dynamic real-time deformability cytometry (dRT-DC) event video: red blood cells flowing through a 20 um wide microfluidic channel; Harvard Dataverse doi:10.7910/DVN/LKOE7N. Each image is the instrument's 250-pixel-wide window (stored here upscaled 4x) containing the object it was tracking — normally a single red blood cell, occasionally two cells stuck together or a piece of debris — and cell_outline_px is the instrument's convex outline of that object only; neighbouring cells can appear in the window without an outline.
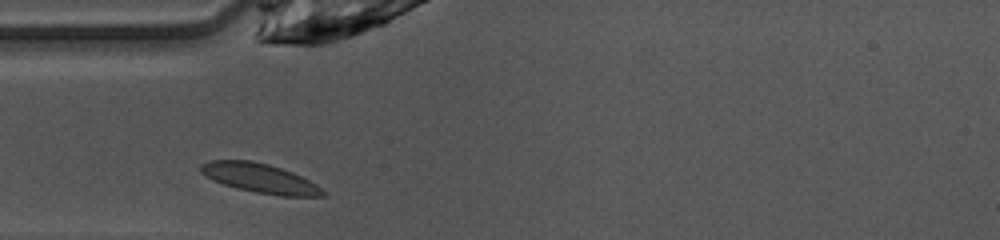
{"species": "common noctule bat (a hibernating species)", "species_latin": "Nyctalus noctula", "temperature_condition": "warm", "stored_images_in_passage": 25, "camera_frame_rate_fps": 3000, "um_per_image_px": 0.085, "animal": {"sex": "female", "body_mass_g": 10.0, "forearm_length_mm": 53.1}, "frame": {"image": 1, "passage_image": 1, "time_ms": 0.0, "image_size_px": [1000, 240], "cell_outline_px": [[328, 196], [284, 196], [256, 192], [236, 188], [212, 180], [204, 176], [200, 172], [200, 164], [212, 160], [248, 160], [268, 164], [292, 172], [316, 184], [328, 192]], "centroid_in_image_um": [22.1, 15.15], "position_along_channel_um": 62.9, "area_um2": 20.87}}
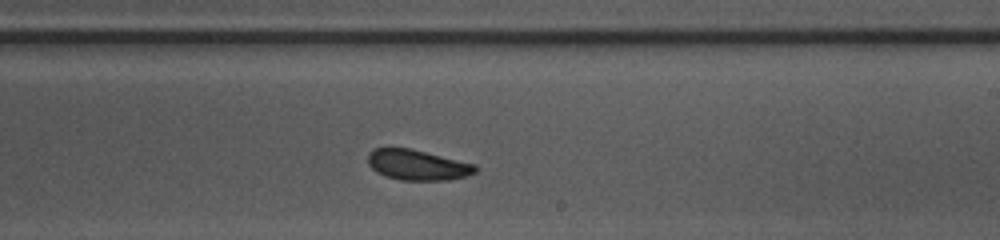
{"frame": {"image": 2, "passage_image": 15, "time_ms": 4.667, "image_size_px": [1000, 240], "cell_outline_px": [[476, 172], [464, 176], [448, 180], [400, 180], [384, 176], [376, 172], [368, 164], [368, 152], [372, 148], [408, 148], [476, 164]], "centroid_in_image_um": [35.44, 14.02], "position_along_channel_um": 253.6, "area_um2": 18.96}}
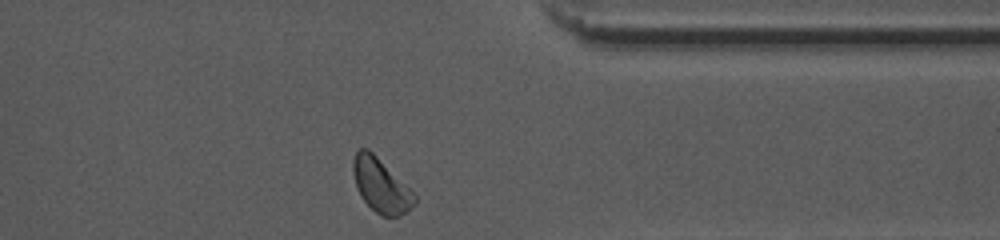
{"frame": {"image": 3, "passage_image": 25, "time_ms": 8.0, "image_size_px": [1000, 240], "cell_outline_px": [[416, 200], [400, 216], [380, 216], [360, 196], [356, 188], [352, 172], [352, 160], [356, 152], [360, 148], [368, 148], [416, 196]], "centroid_in_image_um": [32.3, 15.75], "position_along_channel_um": 379.1, "area_um2": 18.73}, "authors_computed_cell_mechanics": {"area_um2": 19.5942, "velocity_mm_per_s": 4.0642, "shape_relaxation_time_tau1_ms": 2.3103, "shape_relaxation_time_tau2_ms": null, "deformation_change_tau1": 0.0781, "deformation_change_tau2": null}}